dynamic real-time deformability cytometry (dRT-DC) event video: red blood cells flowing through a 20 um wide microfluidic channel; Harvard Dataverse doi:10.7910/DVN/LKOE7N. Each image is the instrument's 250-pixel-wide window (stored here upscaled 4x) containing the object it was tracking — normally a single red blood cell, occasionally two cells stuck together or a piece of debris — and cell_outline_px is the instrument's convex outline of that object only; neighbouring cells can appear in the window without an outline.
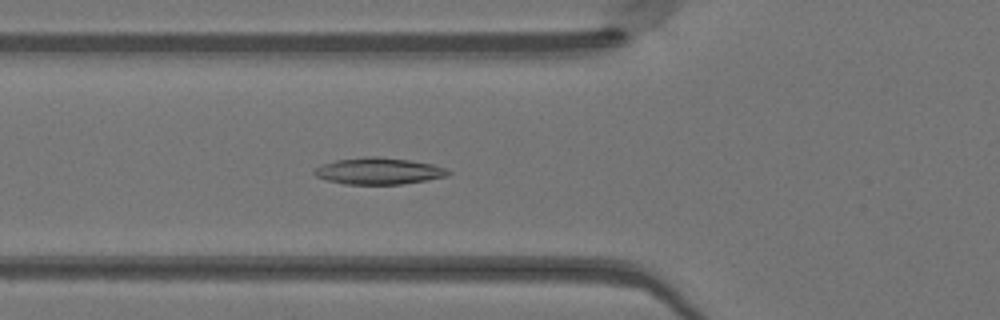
{"species": "Egyptian fruit bat (a non-hibernating species)", "species_latin": "Rousettus aegyptiacus", "temperature_condition": "warm", "stored_images_in_passage": 29, "camera_frame_rate_fps": 3000, "um_per_image_px": 0.085, "animal": {"sex": "female"}, "frame": {"image": 1, "passage_image": 18, "time_ms": 5.667, "image_size_px": [1000, 320], "cell_outline_px": [[452, 172], [448, 176], [400, 184], [344, 184], [328, 180], [316, 176], [312, 172], [320, 164], [336, 160], [364, 156], [376, 156], [408, 160], [432, 164], [444, 168]], "centroid_in_image_um": [32.15, 14.53], "position_along_channel_um": 93.7, "area_um2": 20.63}}
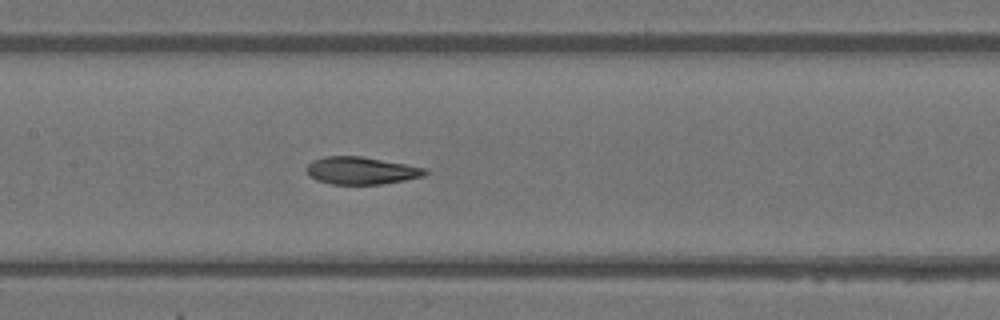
{"frame": {"image": 2, "passage_image": 24, "time_ms": 7.667, "image_size_px": [1000, 320], "cell_outline_px": [[428, 172], [424, 176], [384, 184], [332, 184], [316, 180], [308, 176], [308, 164], [312, 160], [324, 156], [360, 156], [404, 164], [424, 168]], "centroid_in_image_um": [30.67, 14.5], "position_along_channel_um": 176.7, "area_um2": 18.79}}
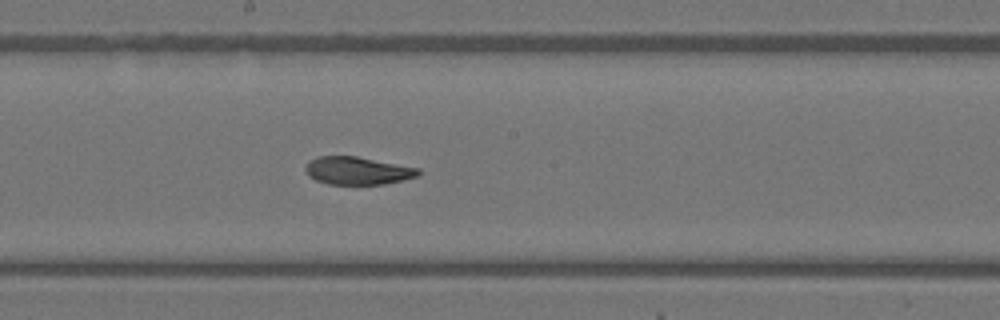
{"frame": {"image": 3, "passage_image": 27, "time_ms": 8.667, "image_size_px": [1000, 320], "cell_outline_px": [[420, 176], [404, 180], [384, 184], [328, 184], [316, 180], [308, 176], [304, 168], [308, 160], [316, 156], [356, 156], [420, 168]], "centroid_in_image_um": [30.38, 14.5], "position_along_channel_um": 217.8, "area_um2": 18.5}}